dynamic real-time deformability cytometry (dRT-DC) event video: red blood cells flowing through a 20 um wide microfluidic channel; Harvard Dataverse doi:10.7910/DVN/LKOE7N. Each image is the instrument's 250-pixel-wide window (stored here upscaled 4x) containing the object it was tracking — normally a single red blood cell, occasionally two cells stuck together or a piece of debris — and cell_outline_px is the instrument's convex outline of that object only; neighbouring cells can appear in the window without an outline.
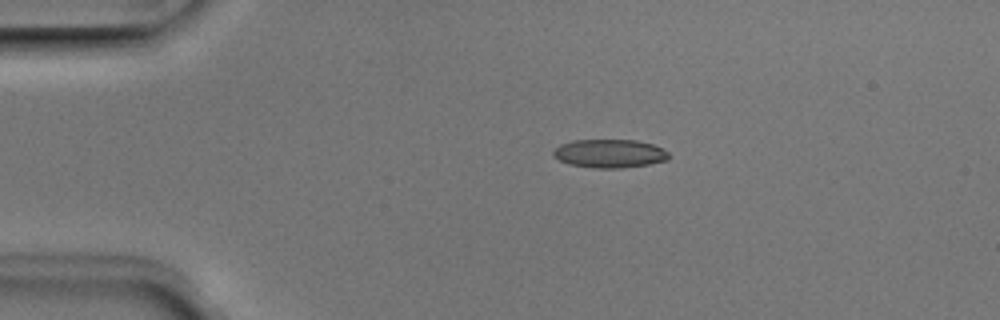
{"species": "Egyptian fruit bat (a non-hibernating species)", "species_latin": "Rousettus aegyptiacus", "temperature_condition": "room temperature", "stored_images_in_passage": 4, "camera_frame_rate_fps": 3000, "um_per_image_px": 0.085, "animal": {"sex": "male"}, "frame": {"image": 1, "passage_image": 3, "time_ms": 0.667, "image_size_px": [1000, 320], "cell_outline_px": [[672, 156], [668, 160], [648, 164], [620, 168], [592, 168], [568, 164], [552, 156], [552, 152], [560, 144], [572, 140], [636, 140], [652, 144], [668, 152]], "centroid_in_image_um": [51.8, 13.05], "position_along_channel_um": 33.2, "area_um2": 19.25}}